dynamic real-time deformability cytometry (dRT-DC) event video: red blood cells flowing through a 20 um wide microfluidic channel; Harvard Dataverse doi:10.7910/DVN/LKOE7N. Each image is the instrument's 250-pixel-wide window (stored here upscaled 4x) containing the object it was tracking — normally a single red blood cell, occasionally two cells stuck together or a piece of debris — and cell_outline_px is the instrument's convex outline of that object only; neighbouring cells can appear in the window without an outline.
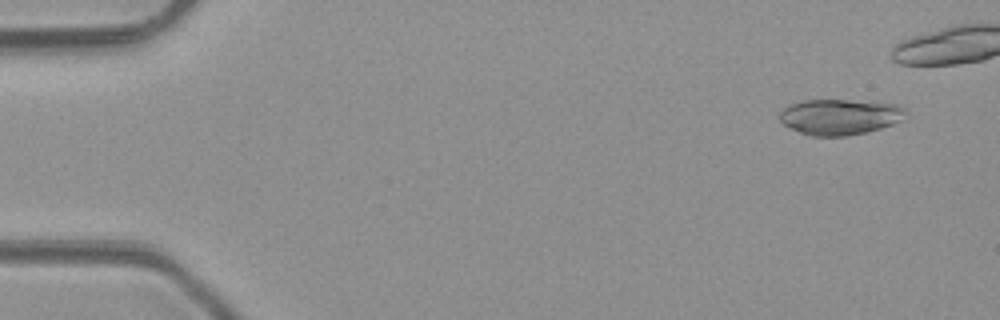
{"species": "common noctule bat (a hibernating species)", "species_latin": "Nyctalus noctula", "temperature_condition": "room temperature", "stored_images_in_passage": 5, "camera_frame_rate_fps": 3000, "um_per_image_px": 0.085, "animal": {"sex": "male", "body_mass_g": 23.1, "forearm_length_mm": 52.7}, "frame": {"image": 1, "passage_image": 1, "time_ms": 0.0, "image_size_px": [1000, 320], "cell_outline_px": [[904, 120], [880, 128], [848, 136], [808, 136], [784, 124], [780, 120], [780, 112], [788, 104], [800, 100], [876, 100], [900, 104], [904, 108]], "centroid_in_image_um": [71.42, 9.9], "position_along_channel_um": 13.6, "area_um2": 26.65}}